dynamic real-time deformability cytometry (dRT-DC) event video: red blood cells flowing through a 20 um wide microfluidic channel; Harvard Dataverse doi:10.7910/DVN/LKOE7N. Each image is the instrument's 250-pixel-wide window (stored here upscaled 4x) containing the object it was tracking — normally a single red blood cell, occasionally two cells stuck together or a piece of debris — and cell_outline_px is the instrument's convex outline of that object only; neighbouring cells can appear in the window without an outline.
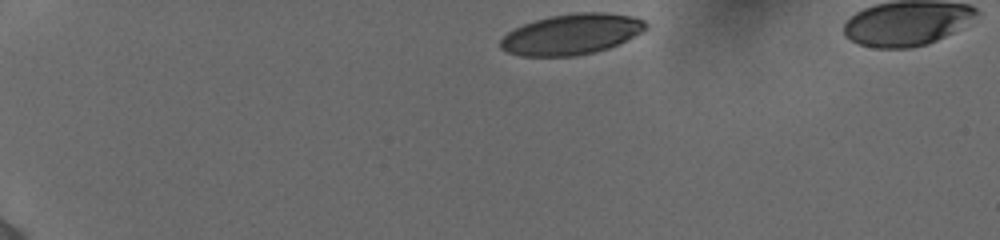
{"species": "human", "species_latin": "Homo sapiens", "temperature_condition": "cold", "stored_images_in_passage": 38, "camera_frame_rate_fps": 3000, "um_per_image_px": 0.085, "donor": {"sex": "female"}, "frame": {"image": 1, "passage_image": 1, "time_ms": 0.0, "image_size_px": [1000, 240], "cell_outline_px": [[648, 28], [644, 32], [608, 48], [576, 56], [520, 56], [508, 52], [500, 48], [500, 40], [508, 32], [524, 24], [548, 16], [576, 12], [604, 12], [632, 16], [644, 20], [648, 24]], "centroid_in_image_um": [48.6, 2.9], "position_along_channel_um": 36.4, "area_um2": 34.45}}
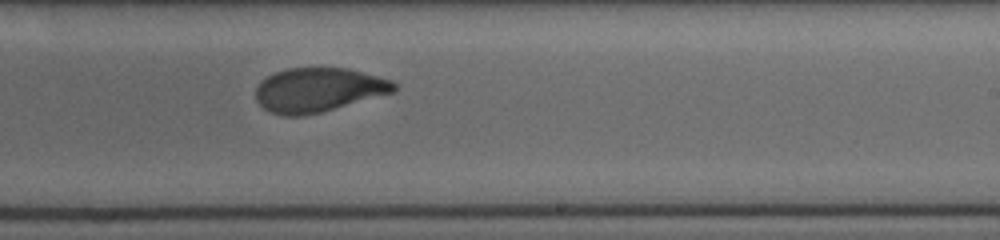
{"frame": {"image": 2, "passage_image": 25, "time_ms": 8.0, "image_size_px": [1000, 240], "cell_outline_px": [[396, 88], [392, 92], [320, 112], [300, 116], [284, 116], [272, 112], [264, 108], [256, 100], [256, 88], [260, 80], [276, 72], [288, 68], [348, 68], [392, 80], [396, 84]], "centroid_in_image_um": [27.02, 7.63], "position_along_channel_um": 262.0, "area_um2": 35.14}}
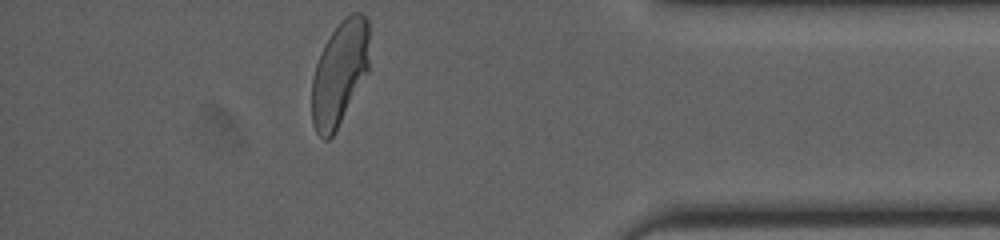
{"frame": {"image": 3, "passage_image": 38, "time_ms": 12.333, "image_size_px": [1000, 240], "cell_outline_px": [[368, 72], [336, 132], [328, 140], [324, 140], [316, 132], [312, 124], [312, 76], [320, 52], [324, 44], [332, 32], [352, 12], [360, 12], [368, 20]], "centroid_in_image_um": [28.85, 6.28], "position_along_channel_um": 406.3, "area_um2": 34.97}, "authors_computed_cell_mechanics": {"area_um2": 36.0961, "velocity_mm_per_s": 3.8632, "shape_relaxation_time_tau1_ms": 5.7806, "shape_relaxation_time_tau2_ms": 0.8779, "deformation_change_tau1": 0.21, "deformation_change_tau2": 0.0606}}